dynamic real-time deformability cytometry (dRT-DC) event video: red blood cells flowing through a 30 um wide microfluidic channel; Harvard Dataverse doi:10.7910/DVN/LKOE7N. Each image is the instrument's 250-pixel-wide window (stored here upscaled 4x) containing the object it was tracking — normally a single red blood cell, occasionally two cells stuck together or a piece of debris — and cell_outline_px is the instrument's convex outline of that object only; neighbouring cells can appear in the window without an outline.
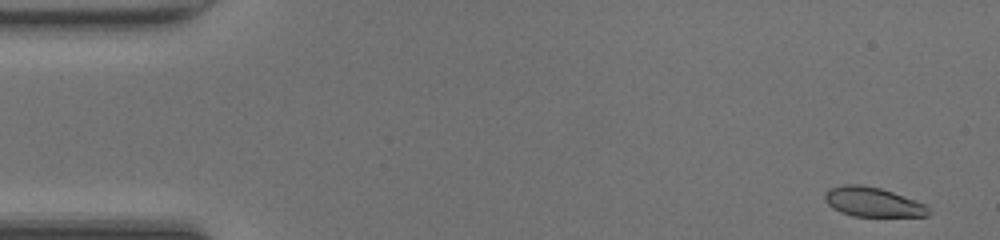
{"species": "common noctule bat (a hibernating species)", "species_latin": "Nyctalus noctula", "temperature_condition": "room temperature", "stored_images_in_passage": 47, "camera_frame_rate_fps": 3000, "um_per_image_px": 0.085, "animal": {"sex": "female", "body_mass_g": 20.0, "forearm_length_mm": 54.0}, "frame": {"image": 1, "passage_image": 1, "time_ms": 0.0, "image_size_px": [1000, 240], "cell_outline_px": [[932, 212], [928, 216], [852, 216], [840, 212], [832, 208], [824, 200], [824, 192], [828, 188], [844, 184], [860, 184], [880, 188], [904, 196], [924, 204]], "centroid_in_image_um": [74.14, 17.17], "position_along_channel_um": 10.9, "area_um2": 17.92}}
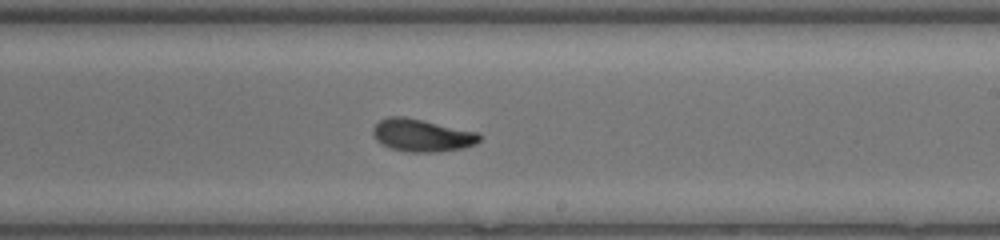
{"frame": {"image": 2, "passage_image": 27, "time_ms": 8.667, "image_size_px": [1000, 240], "cell_outline_px": [[480, 140], [476, 144], [460, 148], [436, 152], [408, 152], [392, 148], [380, 144], [376, 140], [372, 132], [372, 128], [380, 120], [388, 116], [404, 116], [476, 132], [480, 136]], "centroid_in_image_um": [35.81, 11.5], "position_along_channel_um": 253.2, "area_um2": 20.0}}
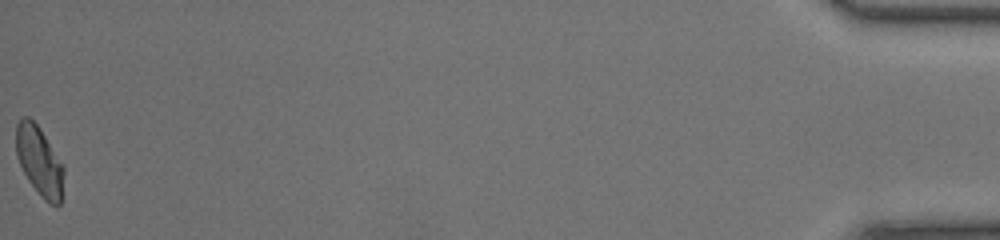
{"frame": {"image": 3, "passage_image": 47, "time_ms": 15.333, "image_size_px": [1000, 240], "cell_outline_px": [[64, 172], [60, 204], [56, 208], [48, 204], [44, 200], [28, 180], [16, 156], [16, 124], [24, 116], [28, 116], [40, 128], [64, 164]], "centroid_in_image_um": [3.36, 13.71], "position_along_channel_um": 431.8, "area_um2": 19.48}, "authors_computed_cell_mechanics": {"area_um2": 19.7098, "velocity_mm_per_s": 4.3005, "shape_relaxation_time_tau1_ms": 3.9292, "shape_relaxation_time_tau2_ms": 2.102, "deformation_change_tau1": 0.1464, "deformation_change_tau2": 0.0677}}